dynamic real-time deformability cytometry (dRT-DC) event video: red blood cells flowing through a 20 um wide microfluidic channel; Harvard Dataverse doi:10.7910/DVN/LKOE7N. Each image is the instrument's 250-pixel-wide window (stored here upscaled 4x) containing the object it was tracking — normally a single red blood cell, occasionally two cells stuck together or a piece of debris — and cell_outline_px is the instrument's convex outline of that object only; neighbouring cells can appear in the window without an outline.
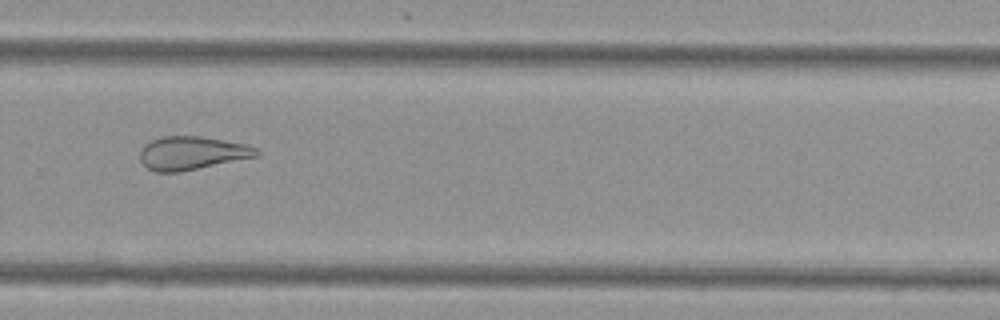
{"species": "Egyptian fruit bat (a non-hibernating species)", "species_latin": "Rousettus aegyptiacus", "temperature_condition": "cold", "stored_images_in_passage": 13, "camera_frame_rate_fps": 3000, "um_per_image_px": 0.085, "animal": {"sex": "female"}, "frame": {"image": 1, "passage_image": 9, "time_ms": 2.667, "image_size_px": [1000, 320], "cell_outline_px": [[260, 152], [256, 156], [180, 172], [156, 172], [148, 168], [140, 160], [140, 148], [144, 144], [152, 140], [164, 136], [200, 136], [244, 144], [256, 148]], "centroid_in_image_um": [16.26, 13.01], "position_along_channel_um": 313.5, "area_um2": 22.37}}